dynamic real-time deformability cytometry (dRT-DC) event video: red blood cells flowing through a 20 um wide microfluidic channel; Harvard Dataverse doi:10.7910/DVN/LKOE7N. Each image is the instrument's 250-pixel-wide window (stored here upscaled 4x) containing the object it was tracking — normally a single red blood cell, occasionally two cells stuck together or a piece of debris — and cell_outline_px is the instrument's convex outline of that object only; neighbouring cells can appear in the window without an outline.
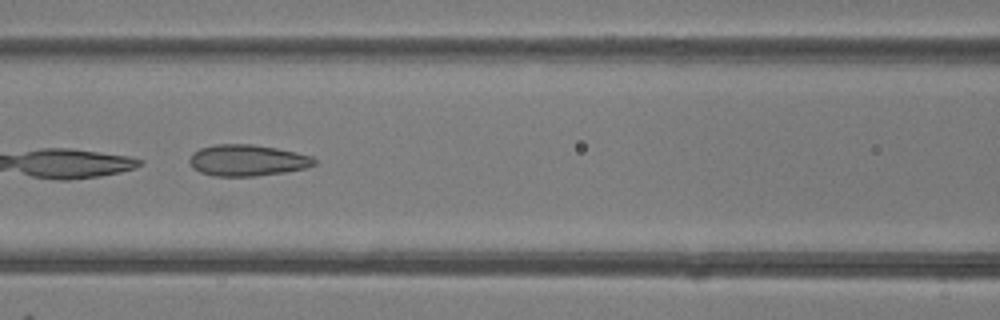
{"species": "common noctule bat (a hibernating species)", "species_latin": "Nyctalus noctula", "temperature_condition": "room temperature", "stored_images_in_passage": 18, "camera_frame_rate_fps": 3000, "um_per_image_px": 0.085, "animal": {"sex": "female"}, "frame": {"image": 1, "passage_image": 6, "time_ms": 1.667, "image_size_px": [1000, 320], "cell_outline_px": [[316, 164], [304, 168], [284, 172], [256, 176], [212, 176], [200, 172], [192, 168], [188, 160], [192, 152], [200, 148], [216, 144], [252, 144], [276, 148], [296, 152], [312, 156], [316, 160]], "centroid_in_image_um": [20.98, 13.63], "position_along_channel_um": 145.6, "area_um2": 22.89}}
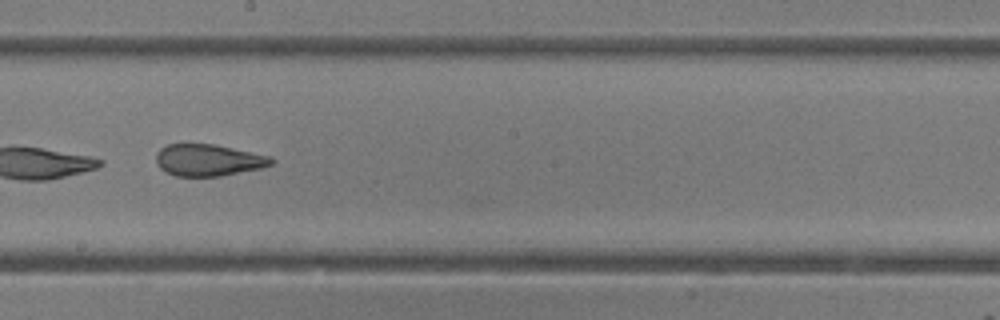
{"frame": {"image": 2, "passage_image": 12, "time_ms": 3.667, "image_size_px": [1000, 320], "cell_outline_px": [[276, 160], [272, 164], [264, 168], [220, 176], [176, 176], [164, 172], [156, 164], [156, 152], [160, 148], [168, 144], [212, 144], [272, 156]], "centroid_in_image_um": [17.72, 13.62], "position_along_channel_um": 230.5, "area_um2": 21.56}}
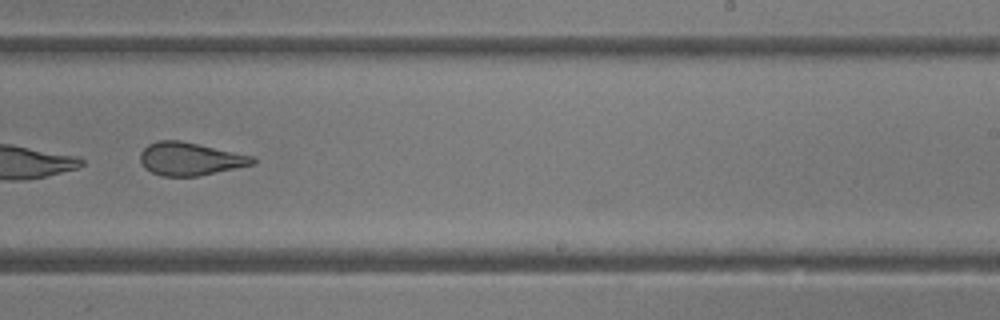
{"frame": {"image": 3, "passage_image": 15, "time_ms": 4.667, "image_size_px": [1000, 320], "cell_outline_px": [[256, 164], [196, 176], [160, 176], [144, 168], [140, 160], [140, 152], [148, 144], [156, 140], [180, 140], [256, 156]], "centroid_in_image_um": [16.17, 13.49], "position_along_channel_um": 272.8, "area_um2": 21.79}}